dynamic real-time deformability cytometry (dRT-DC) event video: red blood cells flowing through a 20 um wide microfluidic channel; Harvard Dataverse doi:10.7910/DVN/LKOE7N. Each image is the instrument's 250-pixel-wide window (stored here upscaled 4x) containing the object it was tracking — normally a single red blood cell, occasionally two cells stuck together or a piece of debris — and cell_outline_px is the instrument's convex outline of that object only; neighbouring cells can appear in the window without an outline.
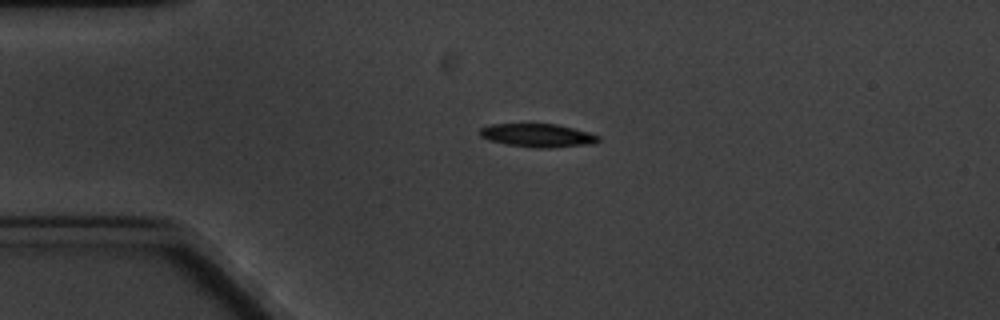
{"species": "common noctule bat (a hibernating species)", "species_latin": "Nyctalus noctula", "temperature_condition": "cold", "stored_images_in_passage": 4, "camera_frame_rate_fps": 3000, "um_per_image_px": 0.085, "animal": {"sex": "male", "body_mass_g": 20.1, "forearm_length_mm": 53.5}, "frame": {"image": 1, "passage_image": 3, "time_ms": 3.333, "image_size_px": [1000, 320], "cell_outline_px": [[600, 140], [588, 144], [548, 148], [536, 148], [508, 144], [492, 140], [480, 136], [480, 128], [492, 124], [556, 124], [588, 132], [600, 136]], "centroid_in_image_um": [45.71, 11.5], "position_along_channel_um": 39.3, "area_um2": 15.78}}